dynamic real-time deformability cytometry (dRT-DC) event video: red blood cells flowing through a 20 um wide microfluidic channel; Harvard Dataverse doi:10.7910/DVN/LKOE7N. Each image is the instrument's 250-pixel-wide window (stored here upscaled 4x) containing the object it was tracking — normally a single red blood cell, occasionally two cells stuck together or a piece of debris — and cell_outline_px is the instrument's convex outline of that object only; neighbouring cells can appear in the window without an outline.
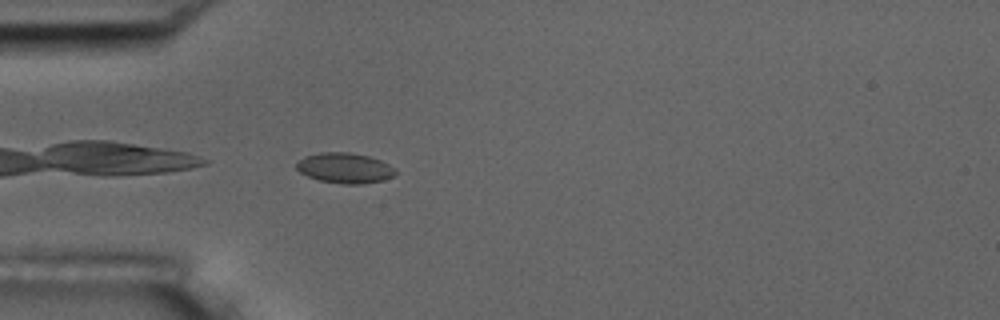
{"species": "common noctule bat (a hibernating species)", "species_latin": "Nyctalus noctula", "temperature_condition": "room temperature", "stored_images_in_passage": 40, "camera_frame_rate_fps": 3000, "um_per_image_px": 0.085, "animal": {"sex": "male", "body_mass_g": 17.5, "forearm_length_mm": 52.3}, "frame": {"image": 1, "passage_image": 1, "time_ms": 0.0, "image_size_px": [1000, 320], "cell_outline_px": [[396, 176], [384, 180], [364, 184], [344, 184], [320, 180], [308, 176], [300, 172], [296, 168], [296, 164], [304, 156], [320, 152], [348, 152], [368, 156], [380, 160], [396, 168]], "centroid_in_image_um": [29.34, 14.28], "position_along_channel_um": 55.7, "area_um2": 17.57}}
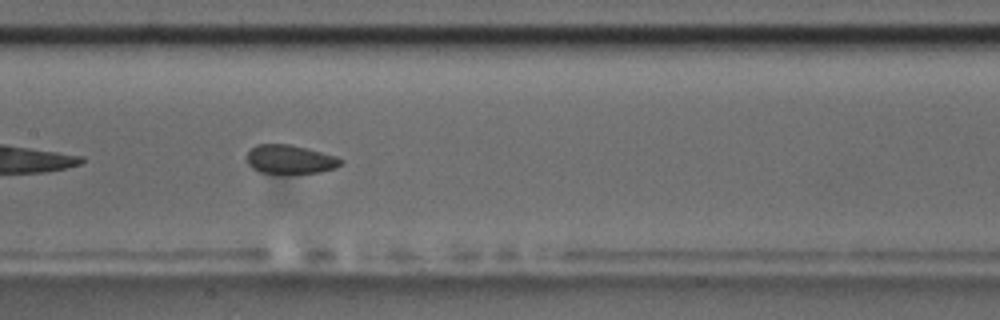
{"frame": {"image": 2, "passage_image": 12, "time_ms": 3.667, "image_size_px": [1000, 320], "cell_outline_px": [[344, 160], [336, 168], [320, 172], [260, 172], [252, 168], [248, 164], [248, 152], [256, 144], [288, 144], [336, 156]], "centroid_in_image_um": [24.65, 13.53], "position_along_channel_um": 182.7, "area_um2": 15.32}}
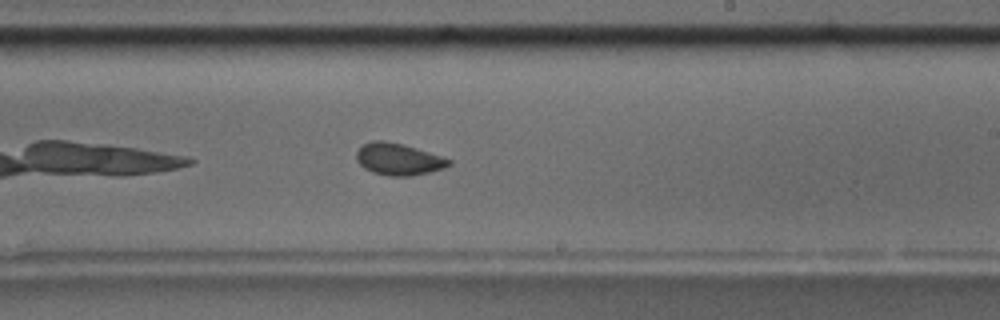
{"frame": {"image": 3, "passage_image": 18, "time_ms": 5.667, "image_size_px": [1000, 320], "cell_outline_px": [[452, 164], [444, 168], [412, 176], [388, 176], [372, 172], [364, 168], [356, 160], [356, 152], [364, 144], [372, 140], [384, 140], [404, 144], [452, 160]], "centroid_in_image_um": [33.85, 13.53], "position_along_channel_um": 255.1, "area_um2": 17.17}, "authors_computed_cell_mechanics": {"area_um2": 16.7909, "velocity_mm_per_s": 3.6324, "shape_relaxation_time_tau1_ms": null, "shape_relaxation_time_tau2_ms": 1.218, "deformation_change_tau1": null, "deformation_change_tau2": 0.0532}}